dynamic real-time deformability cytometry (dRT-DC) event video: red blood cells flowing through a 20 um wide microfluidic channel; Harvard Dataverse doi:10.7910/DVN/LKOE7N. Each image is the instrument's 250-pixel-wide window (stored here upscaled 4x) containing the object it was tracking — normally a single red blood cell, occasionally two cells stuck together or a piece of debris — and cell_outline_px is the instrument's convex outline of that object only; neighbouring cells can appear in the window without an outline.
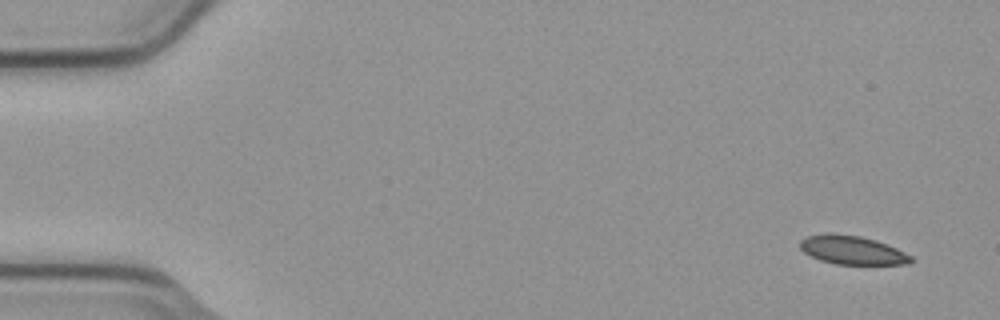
{"species": "common noctule bat (a hibernating species)", "species_latin": "Nyctalus noctula", "temperature_condition": "cold", "stored_images_in_passage": 10, "camera_frame_rate_fps": 3000, "um_per_image_px": 0.085, "animal": {"sex": "male", "body_mass_g": 23.1, "forearm_length_mm": 52.7}, "frame": {"image": 1, "passage_image": 1, "time_ms": 0.0, "image_size_px": [1000, 320], "cell_outline_px": [[916, 260], [904, 264], [836, 264], [820, 260], [804, 252], [800, 248], [800, 240], [808, 236], [828, 232], [832, 232], [860, 236], [876, 240], [896, 248], [912, 256]], "centroid_in_image_um": [72.43, 21.24], "position_along_channel_um": 12.6, "area_um2": 18.55}}